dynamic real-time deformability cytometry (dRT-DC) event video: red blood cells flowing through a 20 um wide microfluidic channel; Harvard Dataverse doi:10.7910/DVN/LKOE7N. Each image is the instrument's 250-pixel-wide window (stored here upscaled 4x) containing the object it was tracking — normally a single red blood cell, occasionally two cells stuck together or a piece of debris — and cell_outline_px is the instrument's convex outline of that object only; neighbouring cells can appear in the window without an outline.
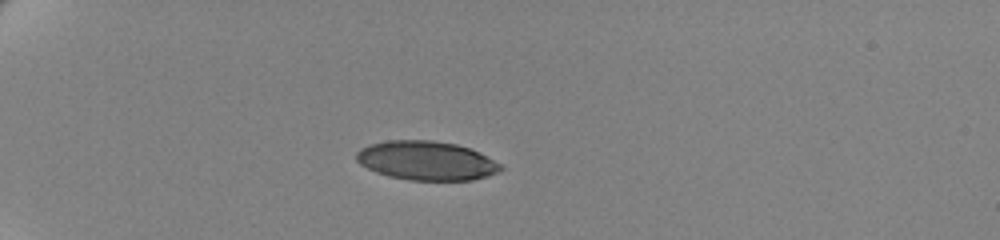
{"species": "human", "species_latin": "Homo sapiens", "temperature_condition": "cold", "stored_images_in_passage": 43, "camera_frame_rate_fps": 3000, "um_per_image_px": 0.085, "donor": {"sex": "female"}, "frame": {"image": 1, "passage_image": 1, "time_ms": 0.0, "image_size_px": [1000, 240], "cell_outline_px": [[504, 168], [496, 172], [472, 180], [408, 180], [388, 176], [376, 172], [360, 164], [356, 160], [356, 152], [360, 148], [372, 144], [388, 140], [432, 140], [456, 144], [468, 148], [504, 164]], "centroid_in_image_um": [36.23, 13.65], "position_along_channel_um": 48.8, "area_um2": 32.71}}
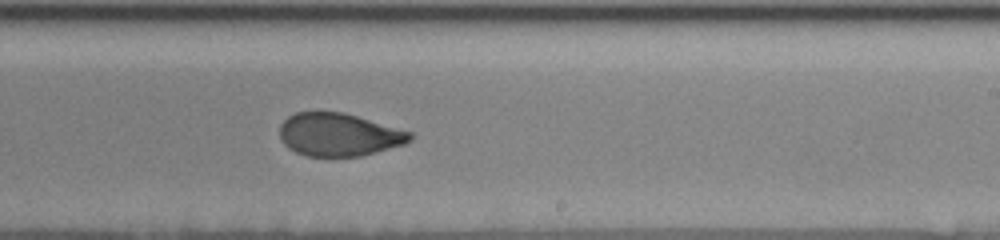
{"frame": {"image": 2, "passage_image": 23, "time_ms": 7.333, "image_size_px": [1000, 240], "cell_outline_px": [[412, 140], [404, 144], [376, 152], [360, 156], [308, 156], [296, 152], [288, 148], [284, 144], [280, 136], [280, 124], [288, 116], [296, 112], [340, 112], [356, 116], [412, 132]], "centroid_in_image_um": [28.79, 11.45], "position_along_channel_um": 260.2, "area_um2": 32.37}}
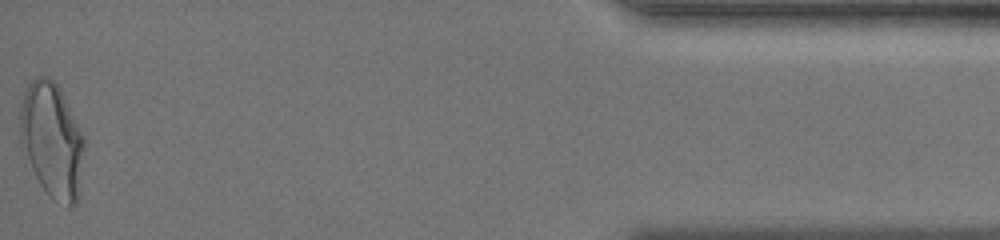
{"frame": {"image": 3, "passage_image": 43, "time_ms": 14.0, "image_size_px": [1000, 240], "cell_outline_px": [[84, 148], [76, 204], [72, 208], [68, 208], [52, 200], [48, 196], [40, 184], [20, 148], [20, 104], [24, 92], [28, 84], [36, 76], [48, 76], [60, 88], [84, 140]], "centroid_in_image_um": [4.37, 11.94], "position_along_channel_um": 430.8, "area_um2": 42.95}, "authors_computed_cell_mechanics": {"area_um2": 34.7378, "velocity_mm_per_s": 3.4822, "shape_relaxation_time_tau1_ms": 7.6121, "shape_relaxation_time_tau2_ms": 1.3475, "deformation_change_tau1": 0.1804, "deformation_change_tau2": 0.0662}}